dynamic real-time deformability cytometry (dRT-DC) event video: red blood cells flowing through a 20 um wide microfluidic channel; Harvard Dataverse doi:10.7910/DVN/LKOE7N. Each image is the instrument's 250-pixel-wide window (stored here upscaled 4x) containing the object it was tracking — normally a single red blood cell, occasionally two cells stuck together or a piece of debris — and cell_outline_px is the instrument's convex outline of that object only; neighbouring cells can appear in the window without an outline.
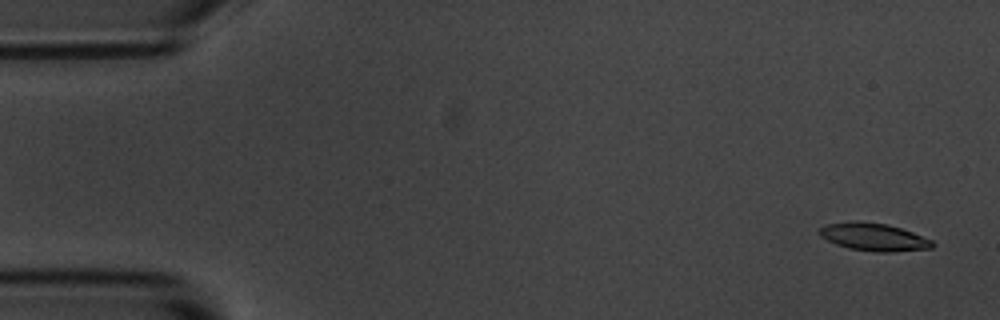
{"species": "common noctule bat (a hibernating species)", "species_latin": "Nyctalus noctula", "temperature_condition": "room temperature", "stored_images_in_passage": 4, "camera_frame_rate_fps": 3000, "um_per_image_px": 0.085, "animal": {"sex": "male", "body_mass_g": 20.1, "forearm_length_mm": 53.5}, "frame": {"image": 1, "passage_image": 1, "time_ms": 0.0, "image_size_px": [1000, 320], "cell_outline_px": [[936, 244], [932, 248], [892, 252], [876, 252], [848, 248], [836, 244], [820, 236], [820, 228], [824, 224], [856, 220], [888, 224], [912, 232], [932, 240]], "centroid_in_image_um": [74.27, 20.14], "position_along_channel_um": 10.7, "area_um2": 18.32}}
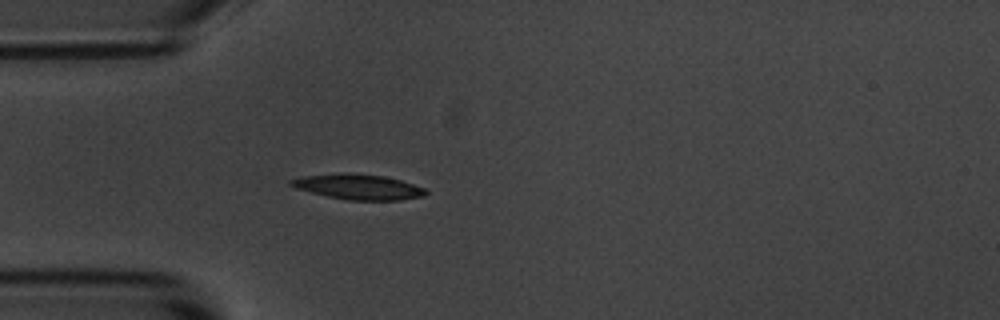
{"frame": {"image": 2, "passage_image": 4, "time_ms": 4.333, "image_size_px": [1000, 320], "cell_outline_px": [[428, 192], [424, 196], [400, 200], [348, 200], [328, 196], [296, 188], [288, 184], [288, 180], [304, 176], [340, 172], [348, 172], [384, 176], [400, 180], [424, 188]], "centroid_in_image_um": [30.44, 15.87], "position_along_channel_um": 54.6, "area_um2": 19.83}}